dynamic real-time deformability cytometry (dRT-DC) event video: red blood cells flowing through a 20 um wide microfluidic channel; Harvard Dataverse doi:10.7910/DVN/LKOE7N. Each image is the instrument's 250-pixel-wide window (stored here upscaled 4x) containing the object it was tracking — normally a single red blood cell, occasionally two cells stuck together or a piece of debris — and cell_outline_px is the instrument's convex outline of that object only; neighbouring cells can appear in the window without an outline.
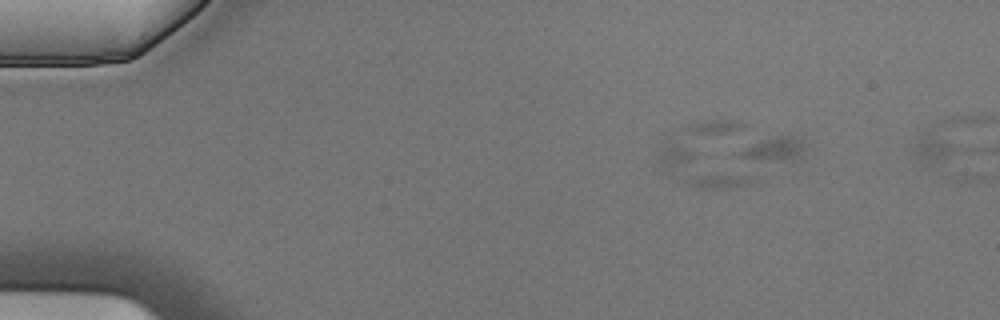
{"species": "Egyptian fruit bat (a non-hibernating species)", "species_latin": "Rousettus aegyptiacus", "temperature_condition": "cold", "stored_images_in_passage": 4, "segment_of_instrument_passage": [2, 2], "camera_frame_rate_fps": 3000, "um_per_image_px": 0.085, "animal": {"sex": "male"}, "frame": {"image": 1, "passage_image": 3, "time_ms": 0.667, "image_size_px": [1000, 320], "cell_outline_px": [[756, 180], [752, 184], [728, 188], [700, 188], [688, 184], [656, 164], [652, 156], [668, 140], [740, 172]], "centroid_in_image_um": [59.34, 14.31], "position_along_channel_um": 25.7, "area_um2": 17.92}}